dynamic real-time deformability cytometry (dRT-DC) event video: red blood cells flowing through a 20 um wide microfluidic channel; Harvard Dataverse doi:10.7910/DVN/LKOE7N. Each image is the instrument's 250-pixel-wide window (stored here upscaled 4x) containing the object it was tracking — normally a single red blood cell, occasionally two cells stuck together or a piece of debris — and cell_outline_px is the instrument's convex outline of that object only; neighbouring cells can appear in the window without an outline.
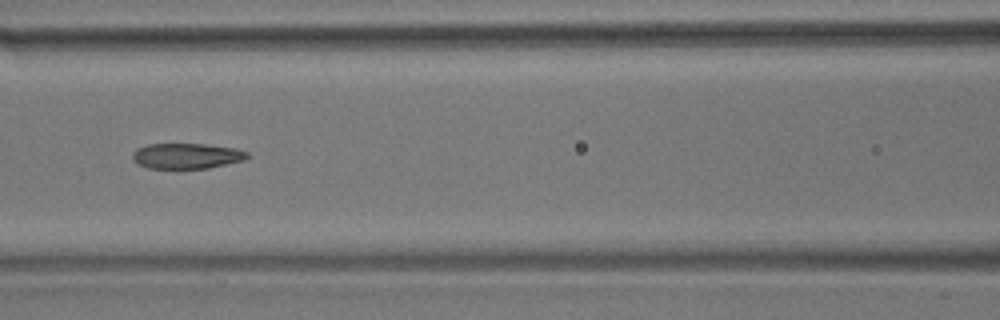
{"species": "common noctule bat (a hibernating species)", "species_latin": "Nyctalus noctula", "temperature_condition": "room temperature", "stored_images_in_passage": 13, "camera_frame_rate_fps": 3000, "um_per_image_px": 0.085, "animal": {"sex": "male", "body_mass_g": 17.9}, "frame": {"image": 1, "passage_image": 6, "time_ms": 1.667, "image_size_px": [1000, 320], "cell_outline_px": [[248, 156], [244, 160], [208, 168], [148, 168], [132, 160], [132, 152], [136, 148], [148, 144], [204, 144], [236, 148], [248, 152]], "centroid_in_image_um": [15.85, 13.24], "position_along_channel_um": 150.8, "area_um2": 16.99}}
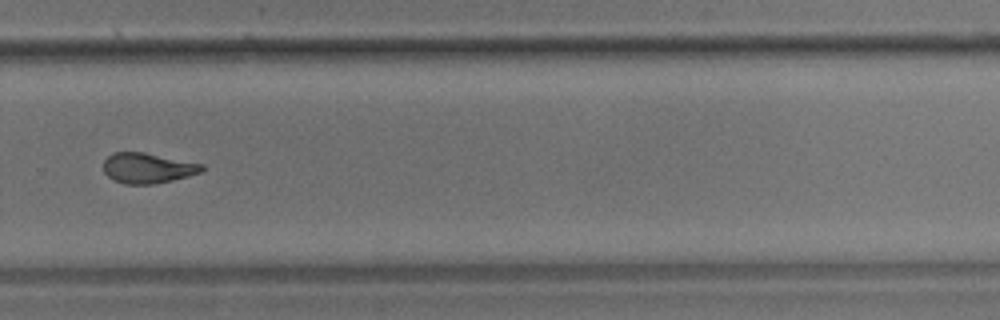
{"frame": {"image": 2, "passage_image": 10, "time_ms": 3.0, "image_size_px": [1000, 320], "cell_outline_px": [[204, 172], [156, 184], [124, 184], [112, 180], [104, 172], [104, 160], [112, 152], [144, 152], [204, 164]], "centroid_in_image_um": [12.56, 14.29], "position_along_channel_um": 317.2, "area_um2": 17.57}}
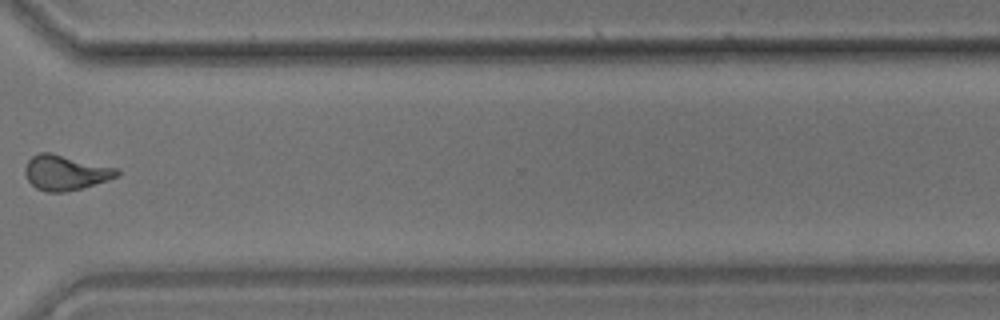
{"frame": {"image": 3, "passage_image": 11, "time_ms": 3.333, "image_size_px": [1000, 320], "cell_outline_px": [[120, 172], [116, 176], [108, 180], [80, 188], [64, 192], [48, 192], [36, 188], [28, 180], [24, 172], [24, 168], [28, 160], [32, 156], [40, 152], [52, 152], [116, 168]], "centroid_in_image_um": [5.52, 14.66], "position_along_channel_um": 365.1, "area_um2": 18.61}}